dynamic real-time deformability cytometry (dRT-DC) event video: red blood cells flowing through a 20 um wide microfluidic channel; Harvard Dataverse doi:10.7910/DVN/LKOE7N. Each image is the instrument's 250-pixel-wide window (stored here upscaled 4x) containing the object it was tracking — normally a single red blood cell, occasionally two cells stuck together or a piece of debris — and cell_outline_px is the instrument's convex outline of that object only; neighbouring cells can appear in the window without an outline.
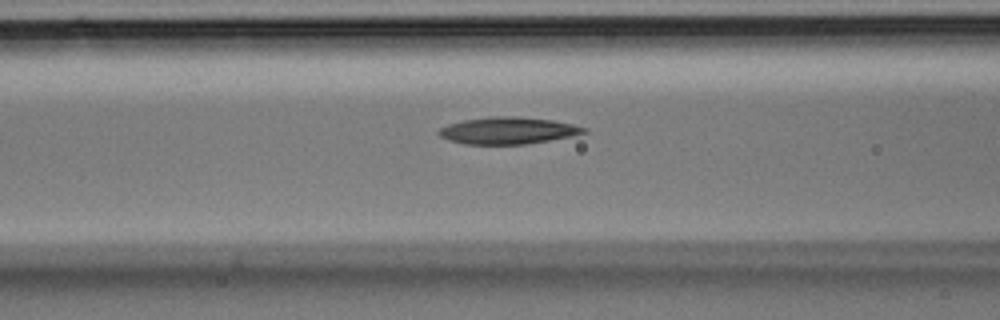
{"species": "Egyptian fruit bat (a non-hibernating species)", "species_latin": "Rousettus aegyptiacus", "temperature_condition": "room temperature", "stored_images_in_passage": 9, "camera_frame_rate_fps": 3000, "um_per_image_px": 0.085, "animal": {"sex": "male"}, "frame": {"image": 1, "passage_image": 8, "time_ms": 2.333, "image_size_px": [1000, 320], "cell_outline_px": [[588, 132], [572, 136], [528, 144], [464, 144], [448, 140], [440, 136], [436, 132], [440, 128], [448, 124], [464, 120], [492, 116], [520, 116], [552, 120], [572, 124], [588, 128]], "centroid_in_image_um": [43.18, 11.1], "position_along_channel_um": 123.4, "area_um2": 22.89}}